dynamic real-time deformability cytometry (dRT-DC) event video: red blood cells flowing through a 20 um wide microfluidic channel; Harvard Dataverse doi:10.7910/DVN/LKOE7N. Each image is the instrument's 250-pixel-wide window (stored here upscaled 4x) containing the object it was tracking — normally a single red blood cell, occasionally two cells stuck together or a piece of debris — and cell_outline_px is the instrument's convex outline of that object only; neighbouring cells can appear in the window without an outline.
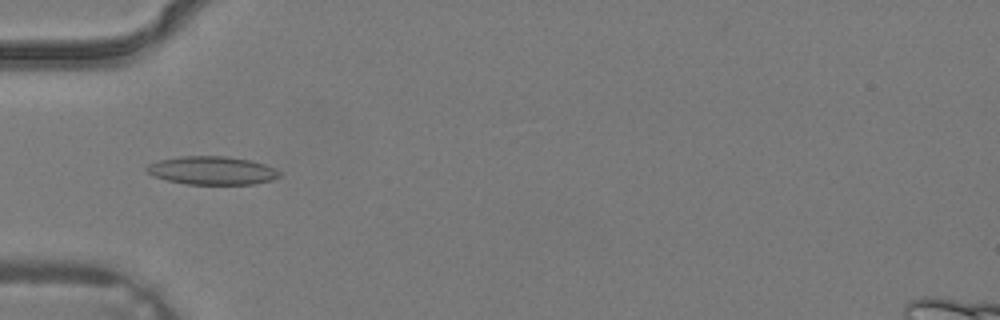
{"species": "common noctule bat (a hibernating species)", "species_latin": "Nyctalus noctula", "temperature_condition": "warm", "stored_images_in_passage": 3, "camera_frame_rate_fps": 3000, "um_per_image_px": 0.085, "animal": {"sex": "male", "body_mass_g": 19.2, "forearm_length_mm": 51.8}, "frame": {"image": 1, "passage_image": 3, "time_ms": 0.667, "image_size_px": [1000, 320], "cell_outline_px": [[280, 176], [272, 180], [252, 184], [188, 184], [168, 180], [156, 176], [148, 172], [144, 168], [148, 164], [160, 160], [180, 156], [224, 156], [252, 160], [264, 164], [280, 172]], "centroid_in_image_um": [18.03, 14.48], "position_along_channel_um": 67.0, "area_um2": 21.68}}